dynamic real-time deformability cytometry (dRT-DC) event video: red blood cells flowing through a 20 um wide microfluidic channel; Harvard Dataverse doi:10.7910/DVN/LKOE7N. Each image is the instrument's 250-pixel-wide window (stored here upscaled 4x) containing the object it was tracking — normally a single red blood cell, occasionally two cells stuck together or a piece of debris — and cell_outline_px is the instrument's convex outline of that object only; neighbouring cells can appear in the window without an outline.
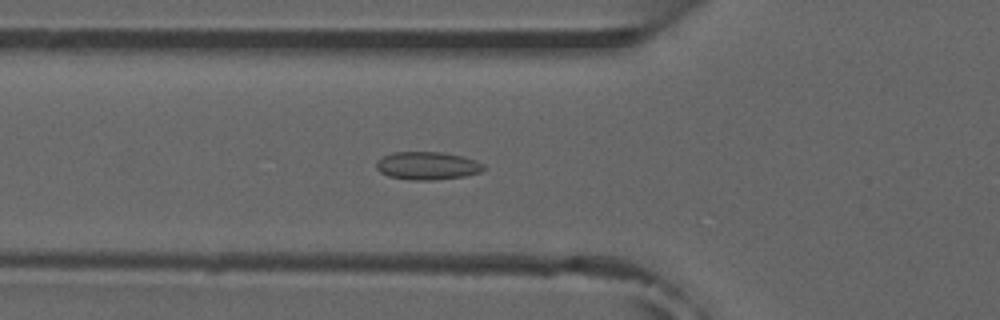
{"species": "common noctule bat (a hibernating species)", "species_latin": "Nyctalus noctula", "temperature_condition": "room temperature", "stored_images_in_passage": 31, "camera_frame_rate_fps": 3000, "um_per_image_px": 0.085, "animal": {"sex": "male", "forearm_length_mm": 52.5}, "frame": {"image": 1, "passage_image": 18, "time_ms": 5.667, "image_size_px": [1000, 320], "cell_outline_px": [[484, 168], [480, 172], [464, 176], [436, 180], [408, 180], [388, 176], [380, 172], [376, 168], [376, 160], [392, 152], [440, 152], [464, 156], [476, 160], [484, 164]], "centroid_in_image_um": [36.31, 14.09], "position_along_channel_um": 89.5, "area_um2": 17.63}}
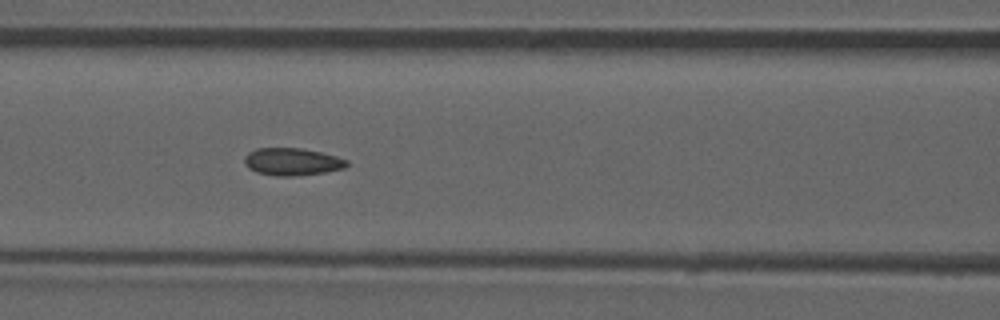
{"frame": {"image": 2, "passage_image": 22, "time_ms": 7.0, "image_size_px": [1000, 320], "cell_outline_px": [[348, 164], [344, 168], [324, 172], [292, 176], [276, 176], [256, 172], [248, 168], [244, 164], [244, 156], [248, 152], [256, 148], [300, 148], [320, 152], [336, 156], [348, 160]], "centroid_in_image_um": [24.79, 13.74], "position_along_channel_um": 141.8, "area_um2": 16.36}}